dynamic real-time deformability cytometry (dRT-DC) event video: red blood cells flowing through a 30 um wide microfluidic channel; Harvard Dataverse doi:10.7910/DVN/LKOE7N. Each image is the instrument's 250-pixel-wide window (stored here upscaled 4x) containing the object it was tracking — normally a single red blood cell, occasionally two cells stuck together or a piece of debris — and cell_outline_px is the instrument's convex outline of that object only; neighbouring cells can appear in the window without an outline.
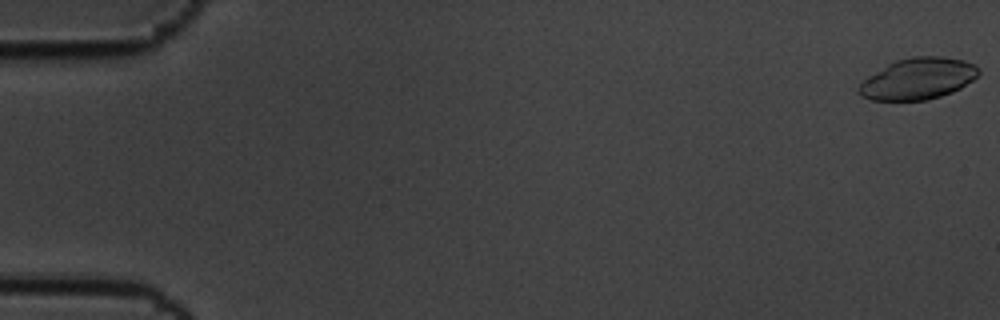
{"species": "common noctule bat (a hibernating species)", "species_latin": "Nyctalus noctula", "temperature_condition": "cold", "stored_images_in_passage": 6, "camera_frame_rate_fps": 3000, "um_per_image_px": 0.085, "animal": {"sex": "male", "body_mass_g": 19.5, "forearm_length_mm": 54.6}, "frame": {"image": 1, "passage_image": 1, "time_ms": 0.0, "image_size_px": [1000, 320], "cell_outline_px": [[980, 72], [972, 80], [960, 88], [952, 92], [928, 100], [872, 100], [860, 96], [856, 88], [868, 76], [888, 64], [896, 60], [912, 56], [940, 56], [964, 60], [980, 68]], "centroid_in_image_um": [78.01, 6.69], "position_along_channel_um": 7.0, "area_um2": 28.84}}